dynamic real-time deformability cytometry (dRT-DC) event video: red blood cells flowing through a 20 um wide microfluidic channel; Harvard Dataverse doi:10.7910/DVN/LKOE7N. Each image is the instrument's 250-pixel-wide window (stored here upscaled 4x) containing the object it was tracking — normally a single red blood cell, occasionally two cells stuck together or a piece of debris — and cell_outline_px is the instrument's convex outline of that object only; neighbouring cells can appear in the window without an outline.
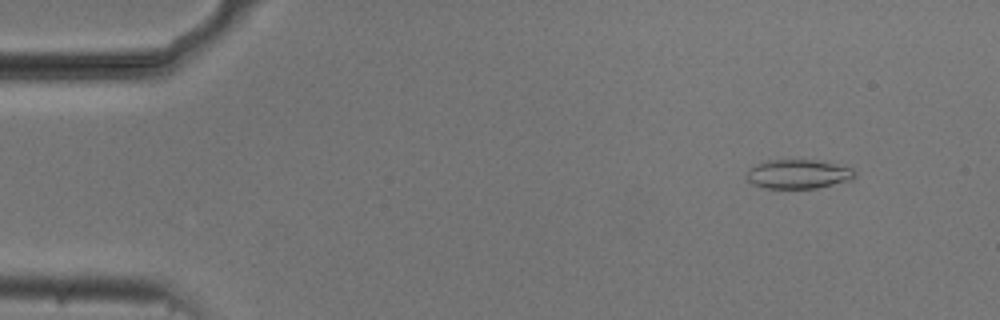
{"species": "common noctule bat (a hibernating species)", "species_latin": "Nyctalus noctula", "temperature_condition": "cold", "stored_images_in_passage": 37, "camera_frame_rate_fps": 3000, "um_per_image_px": 0.085, "animal": {"sex": "male", "body_mass_g": 20.5, "forearm_length_mm": 52.5}, "frame": {"image": 1, "passage_image": 6, "time_ms": 1.667, "image_size_px": [1000, 320], "cell_outline_px": [[856, 176], [852, 180], [816, 188], [764, 188], [752, 184], [744, 176], [748, 168], [756, 164], [768, 160], [816, 160], [852, 168], [856, 172]], "centroid_in_image_um": [67.82, 14.8], "position_along_channel_um": 17.2, "area_um2": 18.5}}
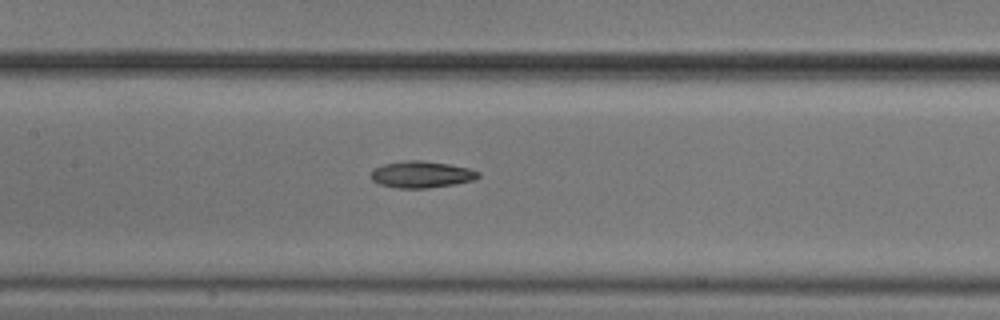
{"frame": {"image": 2, "passage_image": 26, "time_ms": 8.333, "image_size_px": [1000, 320], "cell_outline_px": [[480, 176], [476, 180], [428, 188], [396, 188], [380, 184], [372, 180], [372, 168], [384, 164], [404, 160], [420, 160], [448, 164], [468, 168], [480, 172]], "centroid_in_image_um": [35.82, 14.82], "position_along_channel_um": 171.6, "area_um2": 16.65}}
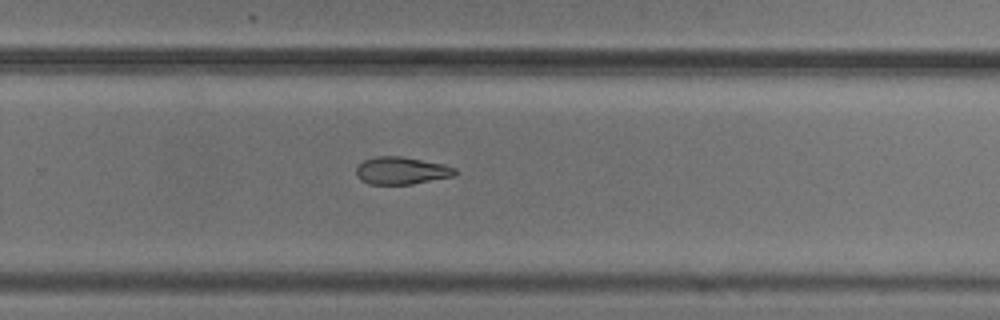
{"frame": {"image": 3, "passage_image": 36, "time_ms": 11.667, "image_size_px": [1000, 320], "cell_outline_px": [[460, 172], [456, 176], [412, 184], [368, 184], [360, 180], [356, 176], [356, 168], [364, 160], [376, 156], [400, 156], [444, 164], [456, 168]], "centroid_in_image_um": [34.16, 14.51], "position_along_channel_um": 295.6, "area_um2": 16.01}}